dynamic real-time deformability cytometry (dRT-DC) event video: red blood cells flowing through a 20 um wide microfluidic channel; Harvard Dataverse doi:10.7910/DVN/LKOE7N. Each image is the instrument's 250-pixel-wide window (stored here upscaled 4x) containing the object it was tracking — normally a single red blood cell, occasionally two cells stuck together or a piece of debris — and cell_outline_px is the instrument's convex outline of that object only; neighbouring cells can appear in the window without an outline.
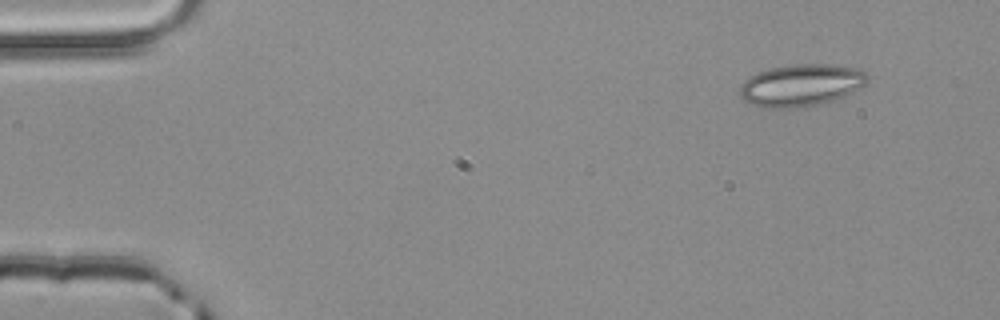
{"species": "common noctule bat (a hibernating species)", "species_latin": "Nyctalus noctula", "temperature_condition": "room temperature", "stored_images_in_passage": 3, "camera_frame_rate_fps": 3000, "um_per_image_px": 0.085, "animal": {"sex": "male", "body_mass_g": 20.4}, "frame": {"image": 1, "passage_image": 1, "time_ms": 0.0, "image_size_px": [1000, 320], "cell_outline_px": [[868, 80], [860, 88], [852, 92], [832, 100], [820, 104], [800, 108], [760, 108], [744, 100], [740, 96], [740, 84], [748, 76], [772, 68], [792, 64], [828, 64], [860, 68], [868, 76]], "centroid_in_image_um": [68.07, 7.25], "position_along_channel_um": 16.9, "area_um2": 31.44}}